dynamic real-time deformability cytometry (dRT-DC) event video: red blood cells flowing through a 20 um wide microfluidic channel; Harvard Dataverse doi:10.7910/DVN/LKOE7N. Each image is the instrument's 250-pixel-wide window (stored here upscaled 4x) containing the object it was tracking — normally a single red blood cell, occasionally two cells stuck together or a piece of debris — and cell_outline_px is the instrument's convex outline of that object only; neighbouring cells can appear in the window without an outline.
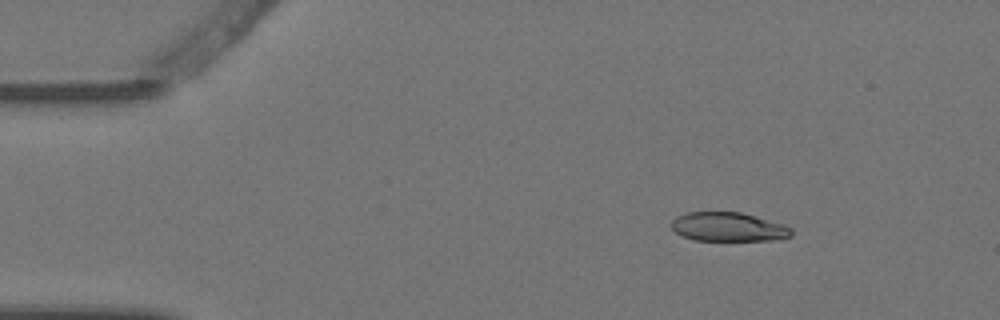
{"species": "Egyptian fruit bat (a non-hibernating species)", "species_latin": "Rousettus aegyptiacus", "temperature_condition": "warm", "stored_images_in_passage": 3, "camera_frame_rate_fps": 3000, "um_per_image_px": 0.085, "animal": {"sex": "female"}, "frame": {"image": 1, "passage_image": 2, "time_ms": 0.333, "image_size_px": [1000, 320], "cell_outline_px": [[792, 236], [780, 240], [692, 240], [680, 236], [672, 228], [672, 220], [676, 216], [688, 212], [740, 212], [784, 224], [792, 228]], "centroid_in_image_um": [61.92, 19.29], "position_along_channel_um": 23.1, "area_um2": 20.4}}